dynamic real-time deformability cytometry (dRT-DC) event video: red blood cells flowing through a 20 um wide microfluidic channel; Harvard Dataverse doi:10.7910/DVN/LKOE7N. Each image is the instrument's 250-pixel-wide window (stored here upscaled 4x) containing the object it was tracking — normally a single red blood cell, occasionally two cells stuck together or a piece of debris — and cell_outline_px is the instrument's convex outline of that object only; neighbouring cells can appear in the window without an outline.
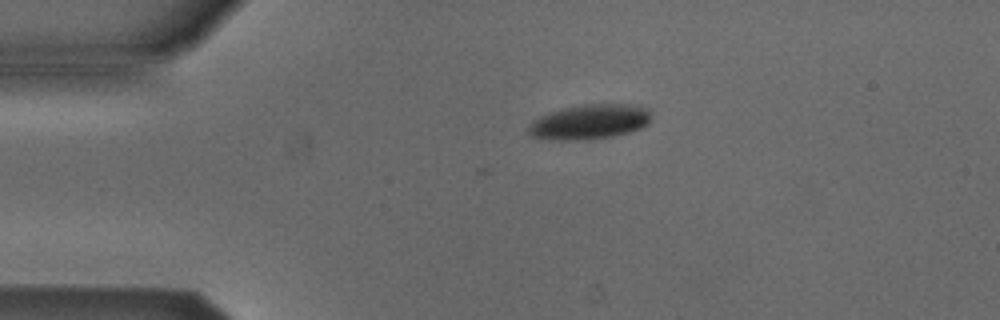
{"species": "Egyptian fruit bat (a non-hibernating species)", "species_latin": "Rousettus aegyptiacus", "temperature_condition": "cold", "stored_images_in_passage": 3, "camera_frame_rate_fps": 3000, "um_per_image_px": 0.085, "animal": {"sex": "male"}, "frame": {"image": 1, "passage_image": 1, "time_ms": 0.0, "image_size_px": [1000, 320], "cell_outline_px": [[652, 120], [648, 124], [640, 128], [628, 132], [612, 136], [584, 140], [552, 140], [532, 136], [528, 132], [528, 128], [532, 120], [548, 112], [580, 104], [640, 104], [648, 108], [652, 116]], "centroid_in_image_um": [50.15, 10.34], "position_along_channel_um": 34.9, "area_um2": 25.26}}